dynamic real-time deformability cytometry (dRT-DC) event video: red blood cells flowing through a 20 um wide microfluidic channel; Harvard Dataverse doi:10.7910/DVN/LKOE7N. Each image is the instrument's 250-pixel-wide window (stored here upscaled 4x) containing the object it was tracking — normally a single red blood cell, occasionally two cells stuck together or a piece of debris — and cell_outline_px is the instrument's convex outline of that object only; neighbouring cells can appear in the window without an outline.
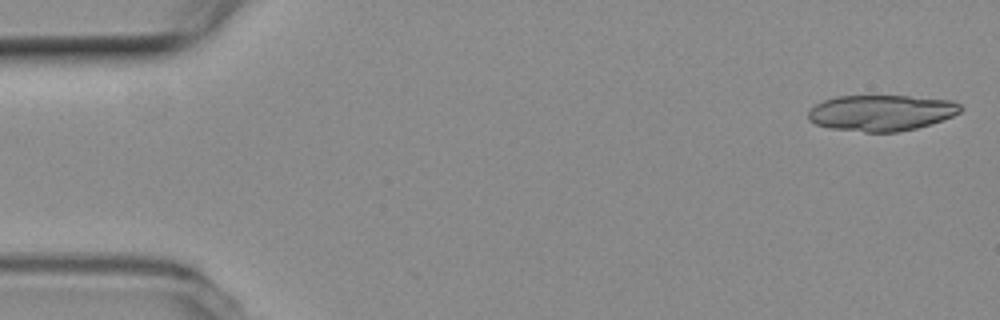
{"species": "common noctule bat (a hibernating species)", "species_latin": "Nyctalus noctula", "temperature_condition": "room temperature", "stored_images_in_passage": 5, "camera_frame_rate_fps": 3000, "um_per_image_px": 0.085, "animal": {"sex": "female", "body_mass_g": 19.3, "forearm_length_mm": 54.1}, "frame": {"image": 1, "passage_image": 1, "time_ms": 0.0, "image_size_px": [1000, 320], "cell_outline_px": [[964, 108], [960, 112], [952, 116], [916, 128], [896, 132], [864, 132], [828, 128], [816, 124], [808, 120], [808, 112], [816, 104], [824, 100], [836, 96], [908, 96], [952, 100], [960, 104]], "centroid_in_image_um": [74.89, 9.59], "position_along_channel_um": 10.1, "area_um2": 31.91}}